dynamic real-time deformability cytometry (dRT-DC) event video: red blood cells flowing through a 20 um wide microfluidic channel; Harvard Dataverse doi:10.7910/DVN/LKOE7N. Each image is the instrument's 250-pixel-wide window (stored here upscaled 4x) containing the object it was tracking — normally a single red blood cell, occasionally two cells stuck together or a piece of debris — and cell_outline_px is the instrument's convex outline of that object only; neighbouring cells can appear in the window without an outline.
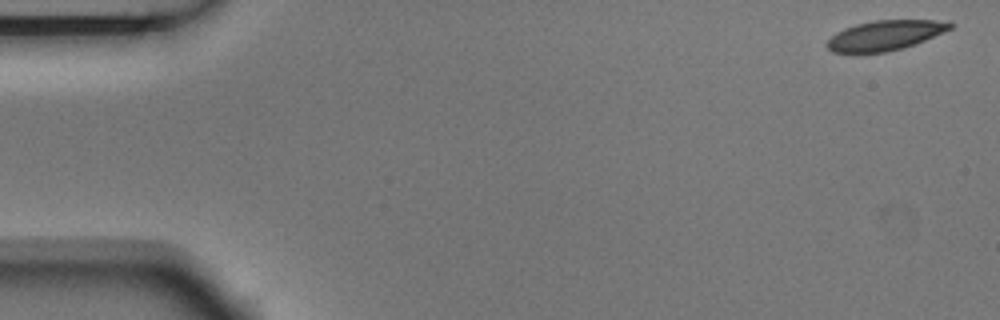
{"species": "Egyptian fruit bat (a non-hibernating species)", "species_latin": "Rousettus aegyptiacus", "temperature_condition": "room temperature", "stored_images_in_passage": 4, "camera_frame_rate_fps": 3000, "um_per_image_px": 0.085, "animal": {"sex": "male"}, "frame": {"image": 1, "passage_image": 1, "time_ms": 0.0, "image_size_px": [1000, 320], "cell_outline_px": [[956, 24], [952, 28], [924, 40], [900, 48], [884, 52], [832, 52], [828, 48], [828, 40], [836, 32], [844, 28], [856, 24], [872, 20], [936, 20]], "centroid_in_image_um": [75.22, 2.98], "position_along_channel_um": 9.8, "area_um2": 20.98}}
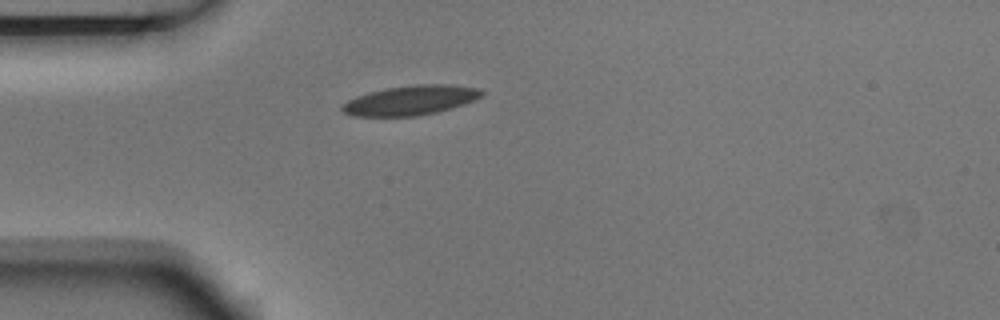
{"frame": {"image": 2, "passage_image": 4, "time_ms": 1.0, "image_size_px": [1000, 320], "cell_outline_px": [[484, 92], [476, 100], [452, 108], [436, 112], [416, 116], [352, 116], [344, 112], [340, 108], [340, 104], [356, 96], [368, 92], [388, 88], [416, 84], [448, 84], [480, 88]], "centroid_in_image_um": [34.89, 8.52], "position_along_channel_um": 50.1, "area_um2": 24.16}}